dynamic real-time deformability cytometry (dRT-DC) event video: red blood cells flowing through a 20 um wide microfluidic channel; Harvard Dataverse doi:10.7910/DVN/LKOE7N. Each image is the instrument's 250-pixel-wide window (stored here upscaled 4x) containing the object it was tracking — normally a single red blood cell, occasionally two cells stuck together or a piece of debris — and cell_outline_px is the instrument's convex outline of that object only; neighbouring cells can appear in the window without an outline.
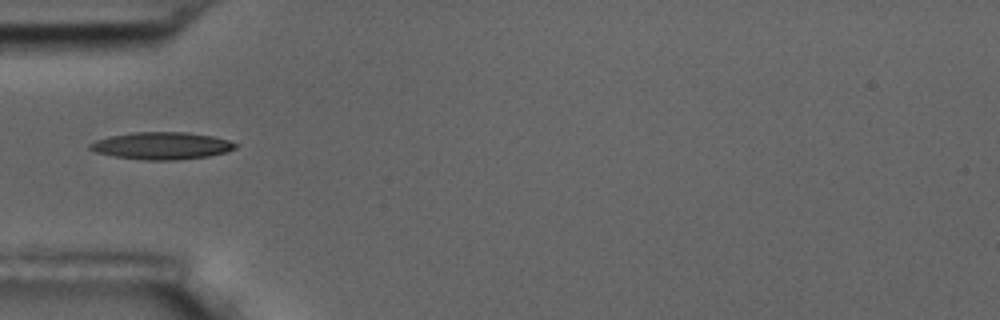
{"species": "common noctule bat (a hibernating species)", "species_latin": "Nyctalus noctula", "temperature_condition": "room temperature", "stored_images_in_passage": 11, "camera_frame_rate_fps": 3000, "um_per_image_px": 0.085, "animal": {"sex": "male", "body_mass_g": 17.5, "forearm_length_mm": 52.3}, "frame": {"image": 1, "passage_image": 1, "time_ms": 0.0, "image_size_px": [1000, 320], "cell_outline_px": [[240, 144], [236, 148], [228, 152], [208, 156], [176, 160], [144, 160], [116, 156], [96, 152], [88, 148], [88, 144], [96, 140], [108, 136], [132, 132], [184, 132], [212, 136], [228, 140]], "centroid_in_image_um": [13.76, 12.38], "position_along_channel_um": 71.2, "area_um2": 23.18}}
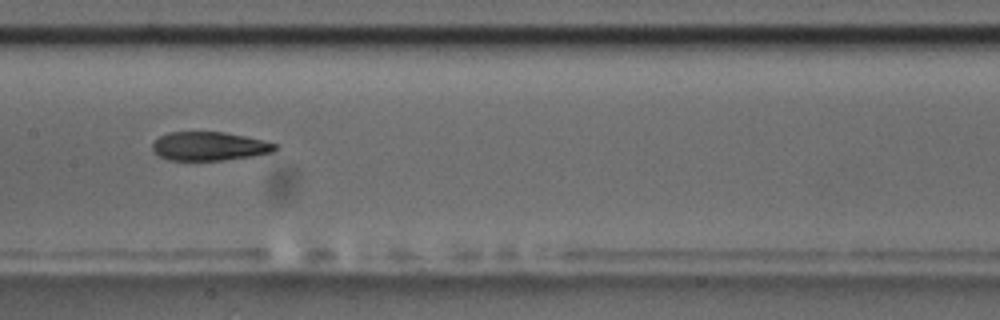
{"frame": {"image": 2, "passage_image": 4, "time_ms": 3.333, "image_size_px": [1000, 320], "cell_outline_px": [[280, 148], [272, 152], [252, 156], [224, 160], [168, 160], [152, 152], [152, 144], [160, 136], [168, 132], [224, 132], [264, 140], [280, 144]], "centroid_in_image_um": [17.82, 12.43], "position_along_channel_um": 189.6, "area_um2": 20.69}}
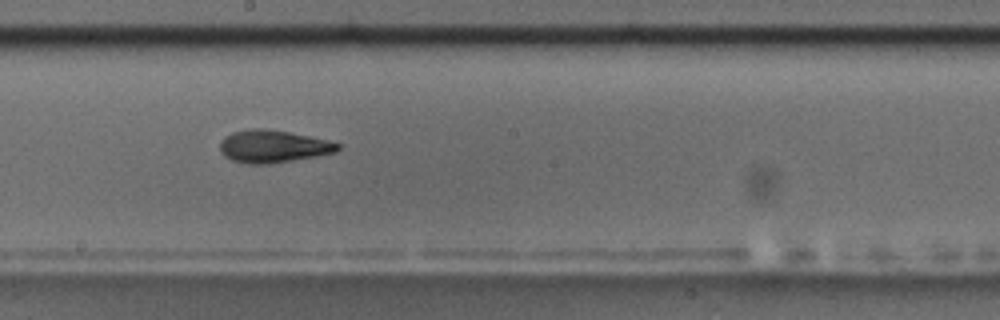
{"frame": {"image": 3, "passage_image": 5, "time_ms": 4.333, "image_size_px": [1000, 320], "cell_outline_px": [[340, 148], [336, 152], [316, 156], [268, 164], [244, 164], [232, 160], [224, 156], [220, 152], [220, 140], [224, 136], [232, 132], [252, 128], [264, 128], [288, 132], [328, 140], [340, 144]], "centroid_in_image_um": [23.16, 12.44], "position_along_channel_um": 225.0, "area_um2": 22.37}, "authors_computed_cell_mechanics": {"area_um2": 21.5594, "velocity_mm_per_s": 3.5417, "shape_relaxation_time_tau1_ms": 5.2867, "shape_relaxation_time_tau2_ms": 2.9055, "deformation_change_tau1": 0.1483, "deformation_change_tau2": 0.0984}}